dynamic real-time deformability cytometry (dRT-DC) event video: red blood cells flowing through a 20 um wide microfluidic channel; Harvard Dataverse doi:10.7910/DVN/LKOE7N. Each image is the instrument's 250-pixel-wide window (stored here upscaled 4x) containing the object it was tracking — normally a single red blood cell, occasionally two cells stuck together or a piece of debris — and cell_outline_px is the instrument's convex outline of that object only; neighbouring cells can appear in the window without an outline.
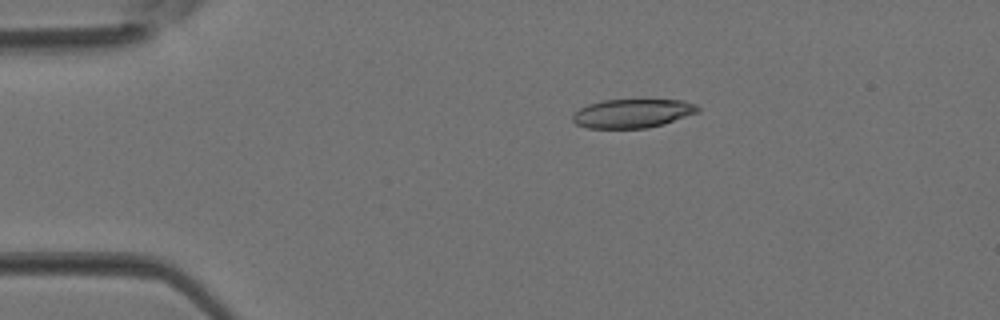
{"species": "Egyptian fruit bat (a non-hibernating species)", "species_latin": "Rousettus aegyptiacus", "temperature_condition": "room temperature", "stored_images_in_passage": 4, "camera_frame_rate_fps": 3000, "um_per_image_px": 0.085, "animal": {"sex": "female"}, "frame": {"image": 1, "passage_image": 3, "time_ms": 0.667, "image_size_px": [1000, 320], "cell_outline_px": [[700, 112], [664, 124], [648, 128], [588, 128], [576, 124], [572, 120], [572, 116], [580, 108], [588, 104], [604, 100], [680, 100], [696, 104], [700, 108]], "centroid_in_image_um": [53.79, 9.64], "position_along_channel_um": 31.2, "area_um2": 21.04}}